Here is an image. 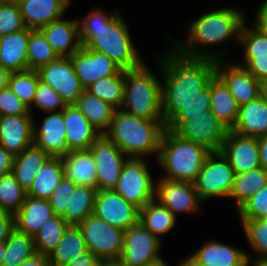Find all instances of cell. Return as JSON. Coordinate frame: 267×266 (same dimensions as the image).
Instances as JSON below:
<instances>
[{
  "label": "cell",
  "instance_id": "7bdbcfd3",
  "mask_svg": "<svg viewBox=\"0 0 267 266\" xmlns=\"http://www.w3.org/2000/svg\"><path fill=\"white\" fill-rule=\"evenodd\" d=\"M245 239L251 247L254 258L267 257V221L264 219L239 220Z\"/></svg>",
  "mask_w": 267,
  "mask_h": 266
},
{
  "label": "cell",
  "instance_id": "bcb514c9",
  "mask_svg": "<svg viewBox=\"0 0 267 266\" xmlns=\"http://www.w3.org/2000/svg\"><path fill=\"white\" fill-rule=\"evenodd\" d=\"M26 28L16 0H0V36Z\"/></svg>",
  "mask_w": 267,
  "mask_h": 266
},
{
  "label": "cell",
  "instance_id": "680465c9",
  "mask_svg": "<svg viewBox=\"0 0 267 266\" xmlns=\"http://www.w3.org/2000/svg\"><path fill=\"white\" fill-rule=\"evenodd\" d=\"M258 148L261 167L267 171V135L258 137Z\"/></svg>",
  "mask_w": 267,
  "mask_h": 266
},
{
  "label": "cell",
  "instance_id": "4316f807",
  "mask_svg": "<svg viewBox=\"0 0 267 266\" xmlns=\"http://www.w3.org/2000/svg\"><path fill=\"white\" fill-rule=\"evenodd\" d=\"M55 216L49 200L27 196L22 208L14 215L15 228L34 237L50 218Z\"/></svg>",
  "mask_w": 267,
  "mask_h": 266
},
{
  "label": "cell",
  "instance_id": "db71d44e",
  "mask_svg": "<svg viewBox=\"0 0 267 266\" xmlns=\"http://www.w3.org/2000/svg\"><path fill=\"white\" fill-rule=\"evenodd\" d=\"M14 229V214L0 211V242H5Z\"/></svg>",
  "mask_w": 267,
  "mask_h": 266
},
{
  "label": "cell",
  "instance_id": "f907efd6",
  "mask_svg": "<svg viewBox=\"0 0 267 266\" xmlns=\"http://www.w3.org/2000/svg\"><path fill=\"white\" fill-rule=\"evenodd\" d=\"M31 114L29 107L9 87L0 90V116Z\"/></svg>",
  "mask_w": 267,
  "mask_h": 266
},
{
  "label": "cell",
  "instance_id": "d590c367",
  "mask_svg": "<svg viewBox=\"0 0 267 266\" xmlns=\"http://www.w3.org/2000/svg\"><path fill=\"white\" fill-rule=\"evenodd\" d=\"M96 187L76 185L70 195L69 209L65 210L62 218L70 226H78L85 218L94 212Z\"/></svg>",
  "mask_w": 267,
  "mask_h": 266
},
{
  "label": "cell",
  "instance_id": "e7e4bbea",
  "mask_svg": "<svg viewBox=\"0 0 267 266\" xmlns=\"http://www.w3.org/2000/svg\"><path fill=\"white\" fill-rule=\"evenodd\" d=\"M180 266H202L196 264L189 256L180 261Z\"/></svg>",
  "mask_w": 267,
  "mask_h": 266
},
{
  "label": "cell",
  "instance_id": "3957f363",
  "mask_svg": "<svg viewBox=\"0 0 267 266\" xmlns=\"http://www.w3.org/2000/svg\"><path fill=\"white\" fill-rule=\"evenodd\" d=\"M161 72L162 114L167 122L186 101L195 98L215 75L216 60L187 58L167 47L157 55Z\"/></svg>",
  "mask_w": 267,
  "mask_h": 266
},
{
  "label": "cell",
  "instance_id": "7c38bea8",
  "mask_svg": "<svg viewBox=\"0 0 267 266\" xmlns=\"http://www.w3.org/2000/svg\"><path fill=\"white\" fill-rule=\"evenodd\" d=\"M162 241L140 223L126 229L120 261L125 266H142L161 260Z\"/></svg>",
  "mask_w": 267,
  "mask_h": 266
},
{
  "label": "cell",
  "instance_id": "9f6ffc18",
  "mask_svg": "<svg viewBox=\"0 0 267 266\" xmlns=\"http://www.w3.org/2000/svg\"><path fill=\"white\" fill-rule=\"evenodd\" d=\"M14 156L0 145V176L12 173Z\"/></svg>",
  "mask_w": 267,
  "mask_h": 266
},
{
  "label": "cell",
  "instance_id": "003e7915",
  "mask_svg": "<svg viewBox=\"0 0 267 266\" xmlns=\"http://www.w3.org/2000/svg\"><path fill=\"white\" fill-rule=\"evenodd\" d=\"M5 256V242H0V266L2 265V260Z\"/></svg>",
  "mask_w": 267,
  "mask_h": 266
},
{
  "label": "cell",
  "instance_id": "836d02e7",
  "mask_svg": "<svg viewBox=\"0 0 267 266\" xmlns=\"http://www.w3.org/2000/svg\"><path fill=\"white\" fill-rule=\"evenodd\" d=\"M267 184V171L256 168L244 173L234 175V181L229 198L234 201L238 210L248 199Z\"/></svg>",
  "mask_w": 267,
  "mask_h": 266
},
{
  "label": "cell",
  "instance_id": "603a6c76",
  "mask_svg": "<svg viewBox=\"0 0 267 266\" xmlns=\"http://www.w3.org/2000/svg\"><path fill=\"white\" fill-rule=\"evenodd\" d=\"M58 57H71L81 49L77 17L52 21L39 29Z\"/></svg>",
  "mask_w": 267,
  "mask_h": 266
},
{
  "label": "cell",
  "instance_id": "d4e9b609",
  "mask_svg": "<svg viewBox=\"0 0 267 266\" xmlns=\"http://www.w3.org/2000/svg\"><path fill=\"white\" fill-rule=\"evenodd\" d=\"M33 29L24 28L18 32L0 36V65L11 73L29 70L28 43Z\"/></svg>",
  "mask_w": 267,
  "mask_h": 266
},
{
  "label": "cell",
  "instance_id": "5bb4252c",
  "mask_svg": "<svg viewBox=\"0 0 267 266\" xmlns=\"http://www.w3.org/2000/svg\"><path fill=\"white\" fill-rule=\"evenodd\" d=\"M37 73L40 80L52 87L66 105H74L84 91L70 57H59L39 68Z\"/></svg>",
  "mask_w": 267,
  "mask_h": 266
},
{
  "label": "cell",
  "instance_id": "f35d334b",
  "mask_svg": "<svg viewBox=\"0 0 267 266\" xmlns=\"http://www.w3.org/2000/svg\"><path fill=\"white\" fill-rule=\"evenodd\" d=\"M69 226L61 216L50 218L34 236L36 252L48 256Z\"/></svg>",
  "mask_w": 267,
  "mask_h": 266
},
{
  "label": "cell",
  "instance_id": "ac0fdd59",
  "mask_svg": "<svg viewBox=\"0 0 267 266\" xmlns=\"http://www.w3.org/2000/svg\"><path fill=\"white\" fill-rule=\"evenodd\" d=\"M229 62V63H228ZM217 60L215 74L224 82L239 106L259 97V81L234 61Z\"/></svg>",
  "mask_w": 267,
  "mask_h": 266
},
{
  "label": "cell",
  "instance_id": "484cf974",
  "mask_svg": "<svg viewBox=\"0 0 267 266\" xmlns=\"http://www.w3.org/2000/svg\"><path fill=\"white\" fill-rule=\"evenodd\" d=\"M231 131L250 137L267 135V103L260 97L239 106L236 124Z\"/></svg>",
  "mask_w": 267,
  "mask_h": 266
},
{
  "label": "cell",
  "instance_id": "cb8c5ba5",
  "mask_svg": "<svg viewBox=\"0 0 267 266\" xmlns=\"http://www.w3.org/2000/svg\"><path fill=\"white\" fill-rule=\"evenodd\" d=\"M63 119L65 140L70 151L88 150L101 135L75 105H67L63 109Z\"/></svg>",
  "mask_w": 267,
  "mask_h": 266
},
{
  "label": "cell",
  "instance_id": "91938a15",
  "mask_svg": "<svg viewBox=\"0 0 267 266\" xmlns=\"http://www.w3.org/2000/svg\"><path fill=\"white\" fill-rule=\"evenodd\" d=\"M11 72L0 65V90L8 87Z\"/></svg>",
  "mask_w": 267,
  "mask_h": 266
},
{
  "label": "cell",
  "instance_id": "1f68e13d",
  "mask_svg": "<svg viewBox=\"0 0 267 266\" xmlns=\"http://www.w3.org/2000/svg\"><path fill=\"white\" fill-rule=\"evenodd\" d=\"M74 105L100 134L109 129L115 112V108L110 104L84 90Z\"/></svg>",
  "mask_w": 267,
  "mask_h": 266
},
{
  "label": "cell",
  "instance_id": "ee69618b",
  "mask_svg": "<svg viewBox=\"0 0 267 266\" xmlns=\"http://www.w3.org/2000/svg\"><path fill=\"white\" fill-rule=\"evenodd\" d=\"M40 78L37 71L11 73L8 87L29 108L32 106Z\"/></svg>",
  "mask_w": 267,
  "mask_h": 266
},
{
  "label": "cell",
  "instance_id": "94428289",
  "mask_svg": "<svg viewBox=\"0 0 267 266\" xmlns=\"http://www.w3.org/2000/svg\"><path fill=\"white\" fill-rule=\"evenodd\" d=\"M247 255V266H267V257L264 258H253L251 254L246 252Z\"/></svg>",
  "mask_w": 267,
  "mask_h": 266
},
{
  "label": "cell",
  "instance_id": "e0dca14e",
  "mask_svg": "<svg viewBox=\"0 0 267 266\" xmlns=\"http://www.w3.org/2000/svg\"><path fill=\"white\" fill-rule=\"evenodd\" d=\"M70 58L84 90L96 80L118 75L122 71L106 54L89 50L83 46Z\"/></svg>",
  "mask_w": 267,
  "mask_h": 266
},
{
  "label": "cell",
  "instance_id": "7a4b0ae2",
  "mask_svg": "<svg viewBox=\"0 0 267 266\" xmlns=\"http://www.w3.org/2000/svg\"><path fill=\"white\" fill-rule=\"evenodd\" d=\"M122 16L118 9L107 13L100 7H92L85 17L77 18L79 37L83 47L104 53L122 70H129L145 60Z\"/></svg>",
  "mask_w": 267,
  "mask_h": 266
},
{
  "label": "cell",
  "instance_id": "be15d7a7",
  "mask_svg": "<svg viewBox=\"0 0 267 266\" xmlns=\"http://www.w3.org/2000/svg\"><path fill=\"white\" fill-rule=\"evenodd\" d=\"M100 266H125L120 260L102 261Z\"/></svg>",
  "mask_w": 267,
  "mask_h": 266
},
{
  "label": "cell",
  "instance_id": "9c48e42d",
  "mask_svg": "<svg viewBox=\"0 0 267 266\" xmlns=\"http://www.w3.org/2000/svg\"><path fill=\"white\" fill-rule=\"evenodd\" d=\"M234 175V170L223 153L211 152L194 182L200 200L205 203L214 198H229Z\"/></svg>",
  "mask_w": 267,
  "mask_h": 266
},
{
  "label": "cell",
  "instance_id": "d6986e66",
  "mask_svg": "<svg viewBox=\"0 0 267 266\" xmlns=\"http://www.w3.org/2000/svg\"><path fill=\"white\" fill-rule=\"evenodd\" d=\"M221 152L235 174L261 167L258 137L242 136L228 130Z\"/></svg>",
  "mask_w": 267,
  "mask_h": 266
},
{
  "label": "cell",
  "instance_id": "11a10c76",
  "mask_svg": "<svg viewBox=\"0 0 267 266\" xmlns=\"http://www.w3.org/2000/svg\"><path fill=\"white\" fill-rule=\"evenodd\" d=\"M101 262L100 259L88 250L86 253L80 254L65 266H100Z\"/></svg>",
  "mask_w": 267,
  "mask_h": 266
},
{
  "label": "cell",
  "instance_id": "30bf717a",
  "mask_svg": "<svg viewBox=\"0 0 267 266\" xmlns=\"http://www.w3.org/2000/svg\"><path fill=\"white\" fill-rule=\"evenodd\" d=\"M88 250L101 261L119 260L123 251L124 231L111 226L95 214L79 225Z\"/></svg>",
  "mask_w": 267,
  "mask_h": 266
},
{
  "label": "cell",
  "instance_id": "4fadbf2b",
  "mask_svg": "<svg viewBox=\"0 0 267 266\" xmlns=\"http://www.w3.org/2000/svg\"><path fill=\"white\" fill-rule=\"evenodd\" d=\"M88 150L96 163L97 190H113L128 157L104 134Z\"/></svg>",
  "mask_w": 267,
  "mask_h": 266
},
{
  "label": "cell",
  "instance_id": "74e56055",
  "mask_svg": "<svg viewBox=\"0 0 267 266\" xmlns=\"http://www.w3.org/2000/svg\"><path fill=\"white\" fill-rule=\"evenodd\" d=\"M86 90L115 109H121L124 100V70L118 75L96 80Z\"/></svg>",
  "mask_w": 267,
  "mask_h": 266
},
{
  "label": "cell",
  "instance_id": "f1b7e54d",
  "mask_svg": "<svg viewBox=\"0 0 267 266\" xmlns=\"http://www.w3.org/2000/svg\"><path fill=\"white\" fill-rule=\"evenodd\" d=\"M210 103V111L231 130L237 122L239 105L216 74L210 80Z\"/></svg>",
  "mask_w": 267,
  "mask_h": 266
},
{
  "label": "cell",
  "instance_id": "9a60e30c",
  "mask_svg": "<svg viewBox=\"0 0 267 266\" xmlns=\"http://www.w3.org/2000/svg\"><path fill=\"white\" fill-rule=\"evenodd\" d=\"M93 214L111 226L125 231L139 224L140 209L113 190H98Z\"/></svg>",
  "mask_w": 267,
  "mask_h": 266
},
{
  "label": "cell",
  "instance_id": "4dcf8cb0",
  "mask_svg": "<svg viewBox=\"0 0 267 266\" xmlns=\"http://www.w3.org/2000/svg\"><path fill=\"white\" fill-rule=\"evenodd\" d=\"M139 223L163 242L162 237L173 231L177 218L154 199L140 209Z\"/></svg>",
  "mask_w": 267,
  "mask_h": 266
},
{
  "label": "cell",
  "instance_id": "2e32d148",
  "mask_svg": "<svg viewBox=\"0 0 267 266\" xmlns=\"http://www.w3.org/2000/svg\"><path fill=\"white\" fill-rule=\"evenodd\" d=\"M42 123L37 125L34 116L33 144L54 158L67 156L69 150L65 137L66 128L63 119V110L44 113ZM47 114V115H46Z\"/></svg>",
  "mask_w": 267,
  "mask_h": 266
},
{
  "label": "cell",
  "instance_id": "03108f58",
  "mask_svg": "<svg viewBox=\"0 0 267 266\" xmlns=\"http://www.w3.org/2000/svg\"><path fill=\"white\" fill-rule=\"evenodd\" d=\"M142 266H169L168 262L164 260V258H162L161 260L155 261L153 263L150 264H145ZM177 266H180V264H178Z\"/></svg>",
  "mask_w": 267,
  "mask_h": 266
},
{
  "label": "cell",
  "instance_id": "ba28073f",
  "mask_svg": "<svg viewBox=\"0 0 267 266\" xmlns=\"http://www.w3.org/2000/svg\"><path fill=\"white\" fill-rule=\"evenodd\" d=\"M165 129L172 130L177 136L199 144L210 152L221 151L229 130L211 111L205 112L202 117L169 119Z\"/></svg>",
  "mask_w": 267,
  "mask_h": 266
},
{
  "label": "cell",
  "instance_id": "6da1fadb",
  "mask_svg": "<svg viewBox=\"0 0 267 266\" xmlns=\"http://www.w3.org/2000/svg\"><path fill=\"white\" fill-rule=\"evenodd\" d=\"M246 14L243 9L234 5L233 7L211 8L197 16L189 25L187 24L185 28L187 29L185 30L187 36L185 35L184 42L183 39L181 41L174 40V38L168 37L169 34L166 33L168 41H171L169 46L179 55L187 58L217 61L224 60L226 57L228 60V52L226 51H229V45L226 43L236 39L235 42L239 44L240 31L247 20ZM225 44L227 49L223 48ZM215 46L222 47L219 49Z\"/></svg>",
  "mask_w": 267,
  "mask_h": 266
},
{
  "label": "cell",
  "instance_id": "ffe728a7",
  "mask_svg": "<svg viewBox=\"0 0 267 266\" xmlns=\"http://www.w3.org/2000/svg\"><path fill=\"white\" fill-rule=\"evenodd\" d=\"M34 116H0V145L13 156L23 152L33 144Z\"/></svg>",
  "mask_w": 267,
  "mask_h": 266
},
{
  "label": "cell",
  "instance_id": "f6af8a7d",
  "mask_svg": "<svg viewBox=\"0 0 267 266\" xmlns=\"http://www.w3.org/2000/svg\"><path fill=\"white\" fill-rule=\"evenodd\" d=\"M66 106L62 97L52 87L39 80L33 104L29 108L33 116H35L33 108H37L36 110L41 113H47L62 111Z\"/></svg>",
  "mask_w": 267,
  "mask_h": 266
},
{
  "label": "cell",
  "instance_id": "5b68a950",
  "mask_svg": "<svg viewBox=\"0 0 267 266\" xmlns=\"http://www.w3.org/2000/svg\"><path fill=\"white\" fill-rule=\"evenodd\" d=\"M210 153L203 146L165 129L156 159L160 171H163L161 178L194 183Z\"/></svg>",
  "mask_w": 267,
  "mask_h": 266
},
{
  "label": "cell",
  "instance_id": "816d5d0a",
  "mask_svg": "<svg viewBox=\"0 0 267 266\" xmlns=\"http://www.w3.org/2000/svg\"><path fill=\"white\" fill-rule=\"evenodd\" d=\"M241 60L243 61L237 64L244 67L255 79L258 81L267 79V55Z\"/></svg>",
  "mask_w": 267,
  "mask_h": 266
},
{
  "label": "cell",
  "instance_id": "ab89813d",
  "mask_svg": "<svg viewBox=\"0 0 267 266\" xmlns=\"http://www.w3.org/2000/svg\"><path fill=\"white\" fill-rule=\"evenodd\" d=\"M27 55L29 70L33 71L59 58L39 29L30 32Z\"/></svg>",
  "mask_w": 267,
  "mask_h": 266
},
{
  "label": "cell",
  "instance_id": "60d3db41",
  "mask_svg": "<svg viewBox=\"0 0 267 266\" xmlns=\"http://www.w3.org/2000/svg\"><path fill=\"white\" fill-rule=\"evenodd\" d=\"M27 197L12 173L0 176V211L16 214Z\"/></svg>",
  "mask_w": 267,
  "mask_h": 266
},
{
  "label": "cell",
  "instance_id": "8fae6325",
  "mask_svg": "<svg viewBox=\"0 0 267 266\" xmlns=\"http://www.w3.org/2000/svg\"><path fill=\"white\" fill-rule=\"evenodd\" d=\"M155 199L166 207L176 218L182 214H199L203 202L194 183L169 180L159 177L156 181Z\"/></svg>",
  "mask_w": 267,
  "mask_h": 266
},
{
  "label": "cell",
  "instance_id": "7402d4cb",
  "mask_svg": "<svg viewBox=\"0 0 267 266\" xmlns=\"http://www.w3.org/2000/svg\"><path fill=\"white\" fill-rule=\"evenodd\" d=\"M188 256L202 266H247L246 251L224 242L209 239Z\"/></svg>",
  "mask_w": 267,
  "mask_h": 266
},
{
  "label": "cell",
  "instance_id": "b9f144b4",
  "mask_svg": "<svg viewBox=\"0 0 267 266\" xmlns=\"http://www.w3.org/2000/svg\"><path fill=\"white\" fill-rule=\"evenodd\" d=\"M249 24L247 19L240 31L238 46L242 49L241 59H254L256 56L267 55V35Z\"/></svg>",
  "mask_w": 267,
  "mask_h": 266
},
{
  "label": "cell",
  "instance_id": "8992f818",
  "mask_svg": "<svg viewBox=\"0 0 267 266\" xmlns=\"http://www.w3.org/2000/svg\"><path fill=\"white\" fill-rule=\"evenodd\" d=\"M144 61L124 70V100L121 109L145 120H165L162 114L161 80Z\"/></svg>",
  "mask_w": 267,
  "mask_h": 266
},
{
  "label": "cell",
  "instance_id": "e575fe53",
  "mask_svg": "<svg viewBox=\"0 0 267 266\" xmlns=\"http://www.w3.org/2000/svg\"><path fill=\"white\" fill-rule=\"evenodd\" d=\"M64 177L61 158L51 157L38 171L27 196L48 200Z\"/></svg>",
  "mask_w": 267,
  "mask_h": 266
},
{
  "label": "cell",
  "instance_id": "6125c7cd",
  "mask_svg": "<svg viewBox=\"0 0 267 266\" xmlns=\"http://www.w3.org/2000/svg\"><path fill=\"white\" fill-rule=\"evenodd\" d=\"M259 97L267 103V79L259 81Z\"/></svg>",
  "mask_w": 267,
  "mask_h": 266
},
{
  "label": "cell",
  "instance_id": "f546056e",
  "mask_svg": "<svg viewBox=\"0 0 267 266\" xmlns=\"http://www.w3.org/2000/svg\"><path fill=\"white\" fill-rule=\"evenodd\" d=\"M50 158L49 154L34 144L14 156L12 174L26 192L32 187L38 171Z\"/></svg>",
  "mask_w": 267,
  "mask_h": 266
},
{
  "label": "cell",
  "instance_id": "277c9868",
  "mask_svg": "<svg viewBox=\"0 0 267 266\" xmlns=\"http://www.w3.org/2000/svg\"><path fill=\"white\" fill-rule=\"evenodd\" d=\"M165 125V120H145L115 109L104 135L127 157L148 159L152 156L156 160Z\"/></svg>",
  "mask_w": 267,
  "mask_h": 266
},
{
  "label": "cell",
  "instance_id": "681fc988",
  "mask_svg": "<svg viewBox=\"0 0 267 266\" xmlns=\"http://www.w3.org/2000/svg\"><path fill=\"white\" fill-rule=\"evenodd\" d=\"M76 184L65 177L59 182L48 199L53 212L57 216H63L69 209L70 195L74 193Z\"/></svg>",
  "mask_w": 267,
  "mask_h": 266
},
{
  "label": "cell",
  "instance_id": "52a82bcc",
  "mask_svg": "<svg viewBox=\"0 0 267 266\" xmlns=\"http://www.w3.org/2000/svg\"><path fill=\"white\" fill-rule=\"evenodd\" d=\"M149 161L147 158L128 157L113 188L115 193L139 209L155 199L156 179L150 173L152 165Z\"/></svg>",
  "mask_w": 267,
  "mask_h": 266
},
{
  "label": "cell",
  "instance_id": "83f0119b",
  "mask_svg": "<svg viewBox=\"0 0 267 266\" xmlns=\"http://www.w3.org/2000/svg\"><path fill=\"white\" fill-rule=\"evenodd\" d=\"M61 163L66 179L76 185L97 188L96 163L89 150L71 151L61 158Z\"/></svg>",
  "mask_w": 267,
  "mask_h": 266
},
{
  "label": "cell",
  "instance_id": "f5cc1de1",
  "mask_svg": "<svg viewBox=\"0 0 267 266\" xmlns=\"http://www.w3.org/2000/svg\"><path fill=\"white\" fill-rule=\"evenodd\" d=\"M255 20L250 23L262 34L267 35V0L262 1L255 10Z\"/></svg>",
  "mask_w": 267,
  "mask_h": 266
},
{
  "label": "cell",
  "instance_id": "7dc6e473",
  "mask_svg": "<svg viewBox=\"0 0 267 266\" xmlns=\"http://www.w3.org/2000/svg\"><path fill=\"white\" fill-rule=\"evenodd\" d=\"M210 81L198 91V95L182 104V107L170 119H189L190 117H202L210 111Z\"/></svg>",
  "mask_w": 267,
  "mask_h": 266
},
{
  "label": "cell",
  "instance_id": "d6a6232c",
  "mask_svg": "<svg viewBox=\"0 0 267 266\" xmlns=\"http://www.w3.org/2000/svg\"><path fill=\"white\" fill-rule=\"evenodd\" d=\"M88 251L78 226H69L54 250L48 255L50 266H65Z\"/></svg>",
  "mask_w": 267,
  "mask_h": 266
},
{
  "label": "cell",
  "instance_id": "44dd1931",
  "mask_svg": "<svg viewBox=\"0 0 267 266\" xmlns=\"http://www.w3.org/2000/svg\"><path fill=\"white\" fill-rule=\"evenodd\" d=\"M72 0H16L26 28L33 30L65 17Z\"/></svg>",
  "mask_w": 267,
  "mask_h": 266
},
{
  "label": "cell",
  "instance_id": "8d00e7d4",
  "mask_svg": "<svg viewBox=\"0 0 267 266\" xmlns=\"http://www.w3.org/2000/svg\"><path fill=\"white\" fill-rule=\"evenodd\" d=\"M35 253L34 237L15 228L5 240V256L1 266H19Z\"/></svg>",
  "mask_w": 267,
  "mask_h": 266
},
{
  "label": "cell",
  "instance_id": "6f0895ef",
  "mask_svg": "<svg viewBox=\"0 0 267 266\" xmlns=\"http://www.w3.org/2000/svg\"><path fill=\"white\" fill-rule=\"evenodd\" d=\"M19 266H50V263L47 255L36 252Z\"/></svg>",
  "mask_w": 267,
  "mask_h": 266
},
{
  "label": "cell",
  "instance_id": "c3c4849f",
  "mask_svg": "<svg viewBox=\"0 0 267 266\" xmlns=\"http://www.w3.org/2000/svg\"><path fill=\"white\" fill-rule=\"evenodd\" d=\"M236 212L239 220H256L267 217V184L253 194Z\"/></svg>",
  "mask_w": 267,
  "mask_h": 266
}]
</instances>
